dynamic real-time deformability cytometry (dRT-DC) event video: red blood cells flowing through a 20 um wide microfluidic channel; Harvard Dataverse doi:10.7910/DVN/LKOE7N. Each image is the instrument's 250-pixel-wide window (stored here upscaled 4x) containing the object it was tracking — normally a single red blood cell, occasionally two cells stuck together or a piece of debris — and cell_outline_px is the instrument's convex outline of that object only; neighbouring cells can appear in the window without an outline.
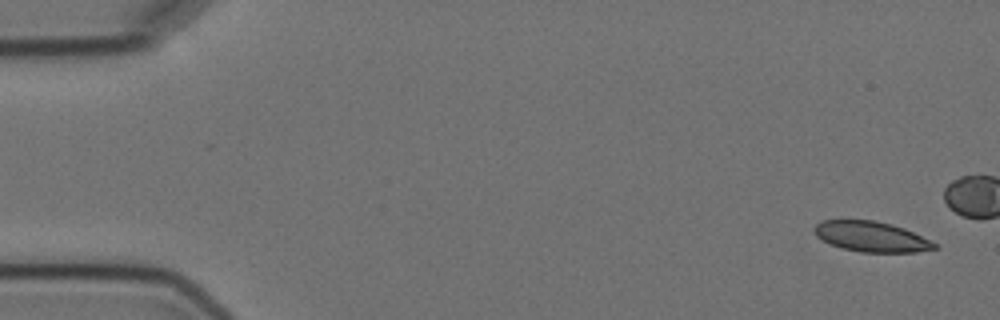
{"species": "Egyptian fruit bat (a non-hibernating species)", "species_latin": "Rousettus aegyptiacus", "temperature_condition": "cold", "stored_images_in_passage": 6, "camera_frame_rate_fps": 3000, "um_per_image_px": 0.085, "animal": {"sex": "female"}, "frame": {"image": 1, "passage_image": 1, "time_ms": 0.0, "image_size_px": [1000, 320], "cell_outline_px": [[940, 248], [916, 252], [860, 252], [844, 248], [832, 244], [816, 236], [812, 228], [820, 220], [872, 220], [892, 224], [904, 228], [936, 244]], "centroid_in_image_um": [74.04, 20.11], "position_along_channel_um": 11.0, "area_um2": 21.04}}
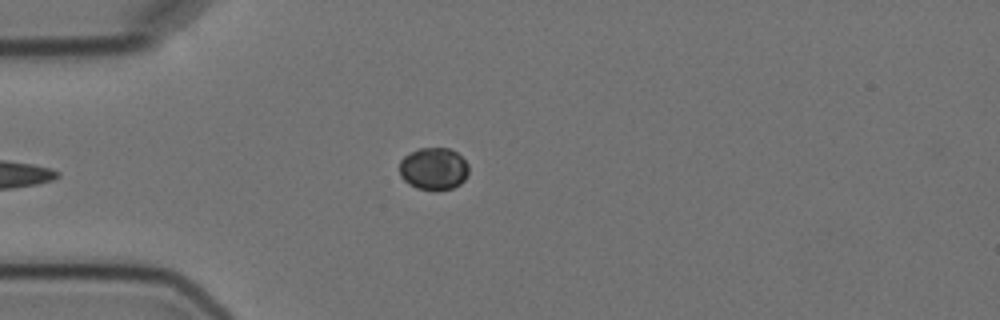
{"frame": {"image": 2, "passage_image": 6, "time_ms": 5.667, "image_size_px": [1000, 320], "cell_outline_px": [[468, 176], [460, 184], [452, 188], [436, 192], [432, 192], [416, 188], [408, 184], [400, 176], [400, 160], [404, 156], [416, 148], [448, 148], [456, 152], [468, 164]], "centroid_in_image_um": [36.84, 14.37], "position_along_channel_um": 48.2, "area_um2": 17.46}}